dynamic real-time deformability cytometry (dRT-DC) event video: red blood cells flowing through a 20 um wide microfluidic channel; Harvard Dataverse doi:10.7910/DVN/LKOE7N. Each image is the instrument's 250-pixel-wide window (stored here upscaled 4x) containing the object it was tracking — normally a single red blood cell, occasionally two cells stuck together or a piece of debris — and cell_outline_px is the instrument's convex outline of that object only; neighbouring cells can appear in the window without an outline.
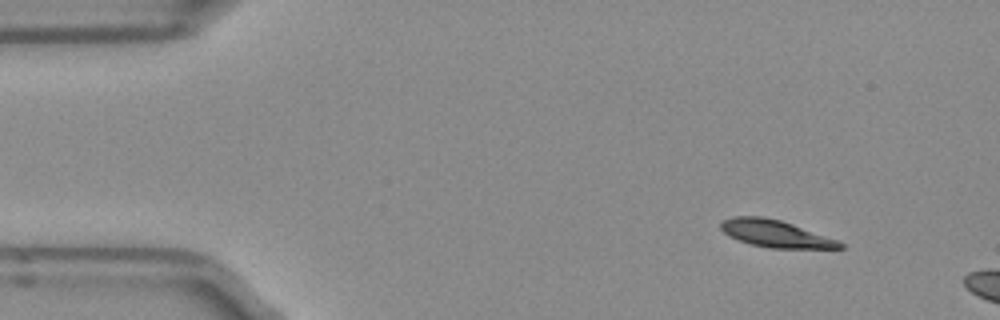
{"species": "Egyptian fruit bat (a non-hibernating species)", "species_latin": "Rousettus aegyptiacus", "temperature_condition": "room temperature", "stored_images_in_passage": 6, "camera_frame_rate_fps": 3000, "um_per_image_px": 0.085, "frame": {"image": 1, "passage_image": 1, "time_ms": 0.0, "image_size_px": [1000, 320], "cell_outline_px": [[844, 248], [768, 248], [752, 244], [740, 240], [724, 232], [720, 228], [720, 224], [724, 220], [732, 216], [760, 216], [780, 220], [792, 224], [836, 240], [844, 244]], "centroid_in_image_um": [65.89, 19.86], "position_along_channel_um": 19.1, "area_um2": 18.32}}